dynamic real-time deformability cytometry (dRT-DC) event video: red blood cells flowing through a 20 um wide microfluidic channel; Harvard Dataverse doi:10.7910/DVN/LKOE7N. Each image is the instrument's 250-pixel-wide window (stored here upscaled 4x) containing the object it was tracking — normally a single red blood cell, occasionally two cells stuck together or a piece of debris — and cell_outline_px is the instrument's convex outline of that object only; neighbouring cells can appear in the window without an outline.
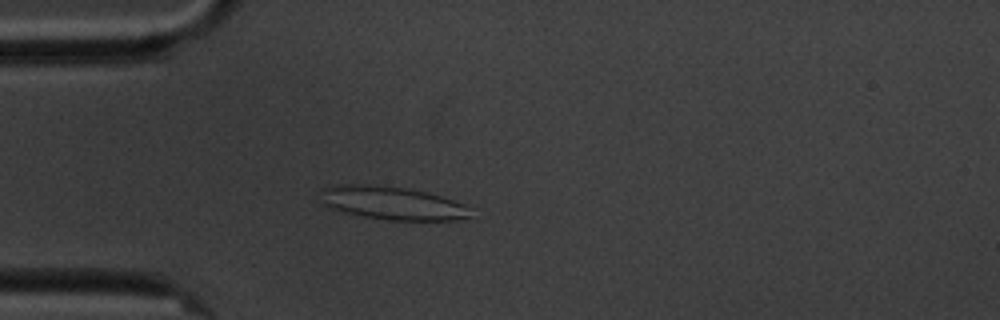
{"species": "common noctule bat (a hibernating species)", "species_latin": "Nyctalus noctula", "temperature_condition": "cold", "stored_images_in_passage": 3, "camera_frame_rate_fps": 3000, "um_per_image_px": 0.085, "animal": {"sex": "male", "body_mass_g": 20.1, "forearm_length_mm": 53.5}, "frame": {"image": 1, "passage_image": 3, "time_ms": 2.333, "image_size_px": [1000, 320], "cell_outline_px": [[476, 220], [388, 220], [364, 216], [344, 212], [328, 208], [324, 204], [320, 188], [340, 184], [352, 184], [404, 188], [424, 192], [440, 196], [464, 204]], "centroid_in_image_um": [33.38, 17.29], "position_along_channel_um": 51.6, "area_um2": 28.84}}